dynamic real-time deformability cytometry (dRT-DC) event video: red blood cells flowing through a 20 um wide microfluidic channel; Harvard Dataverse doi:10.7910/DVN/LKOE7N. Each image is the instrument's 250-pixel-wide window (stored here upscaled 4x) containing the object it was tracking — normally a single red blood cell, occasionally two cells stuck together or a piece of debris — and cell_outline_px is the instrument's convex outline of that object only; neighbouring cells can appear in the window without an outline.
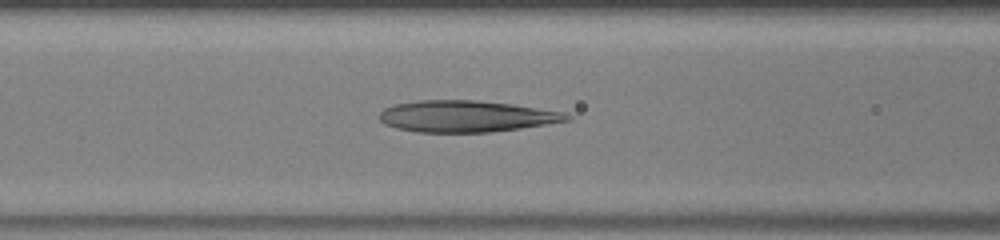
{"species": "human", "species_latin": "Homo sapiens", "temperature_condition": "warm", "stored_images_in_passage": 48, "camera_frame_rate_fps": 3000, "um_per_image_px": 0.085, "donor": {"sex": "male"}, "frame": {"image": 1, "passage_image": 19, "time_ms": 6.0, "image_size_px": [1000, 240], "cell_outline_px": [[572, 120], [520, 128], [488, 132], [416, 132], [396, 128], [384, 124], [380, 120], [380, 112], [384, 108], [396, 104], [420, 100], [476, 100], [512, 104], [564, 112], [572, 116]], "centroid_in_image_um": [39.63, 9.88], "position_along_channel_um": 127.0, "area_um2": 34.33}}
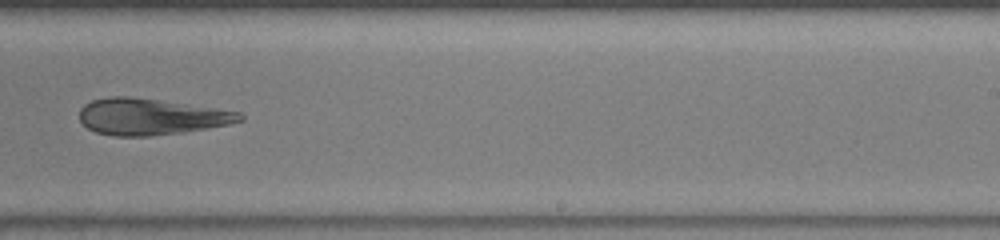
{"frame": {"image": 2, "passage_image": 30, "time_ms": 9.667, "image_size_px": [1000, 240], "cell_outline_px": [[244, 120], [228, 124], [180, 132], [152, 136], [112, 136], [96, 132], [88, 128], [80, 120], [80, 108], [84, 104], [92, 100], [112, 96], [128, 96], [240, 112], [244, 116]], "centroid_in_image_um": [12.76, 9.92], "position_along_channel_um": 276.2, "area_um2": 33.41}}
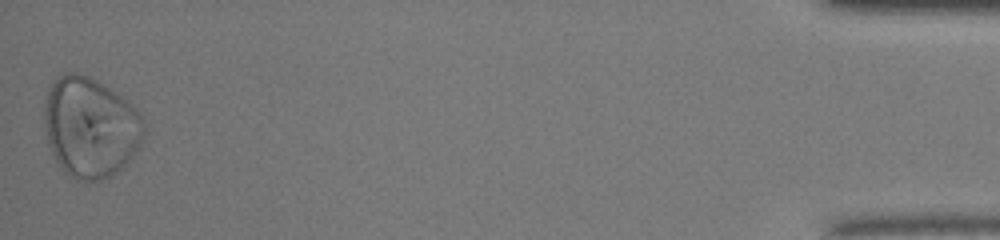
{"frame": {"image": 3, "passage_image": 48, "time_ms": 15.667, "image_size_px": [1000, 240], "cell_outline_px": [[144, 140], [140, 148], [116, 172], [100, 180], [76, 180], [56, 160], [48, 144], [44, 128], [44, 104], [48, 92], [56, 76], [68, 72], [76, 72], [88, 76], [104, 84], [128, 100], [140, 112], [144, 120]], "centroid_in_image_um": [7.7, 10.78], "position_along_channel_um": 427.5, "area_um2": 58.32}, "authors_computed_cell_mechanics": {"area_um2": 39.9398, "velocity_mm_per_s": 4.0754, "shape_relaxation_time_tau1_ms": null, "shape_relaxation_time_tau2_ms": 3.5653, "deformation_change_tau1": null, "deformation_change_tau2": 0.105}}